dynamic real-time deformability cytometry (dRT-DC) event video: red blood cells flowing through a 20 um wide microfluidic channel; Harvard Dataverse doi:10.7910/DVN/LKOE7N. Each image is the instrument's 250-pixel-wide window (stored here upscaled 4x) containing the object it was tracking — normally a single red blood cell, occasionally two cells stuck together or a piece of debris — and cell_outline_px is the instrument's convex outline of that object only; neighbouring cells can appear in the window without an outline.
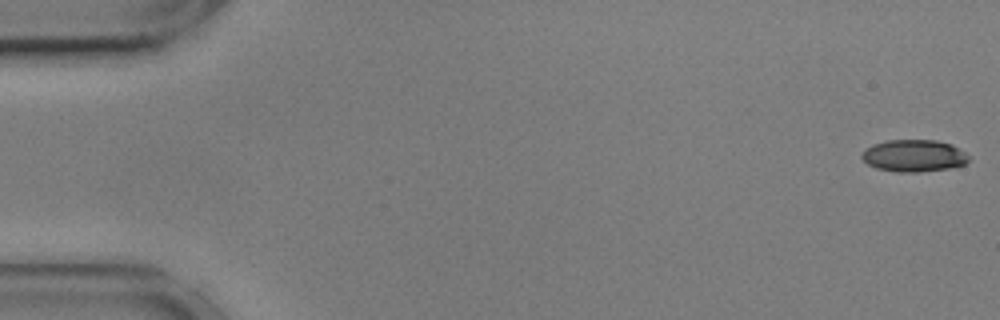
{"species": "common noctule bat (a hibernating species)", "species_latin": "Nyctalus noctula", "temperature_condition": "cold", "stored_images_in_passage": 16, "camera_frame_rate_fps": 3000, "um_per_image_px": 0.085, "animal": {"sex": "male", "body_mass_g": 17.9, "forearm_length_mm": 54.2}, "frame": {"image": 1, "passage_image": 1, "time_ms": 0.0, "image_size_px": [1000, 320], "cell_outline_px": [[968, 160], [964, 164], [956, 168], [920, 172], [896, 172], [876, 168], [868, 164], [860, 156], [864, 148], [872, 144], [888, 140], [936, 140], [952, 144], [964, 152], [968, 156]], "centroid_in_image_um": [77.67, 13.24], "position_along_channel_um": 7.3, "area_um2": 20.23}}
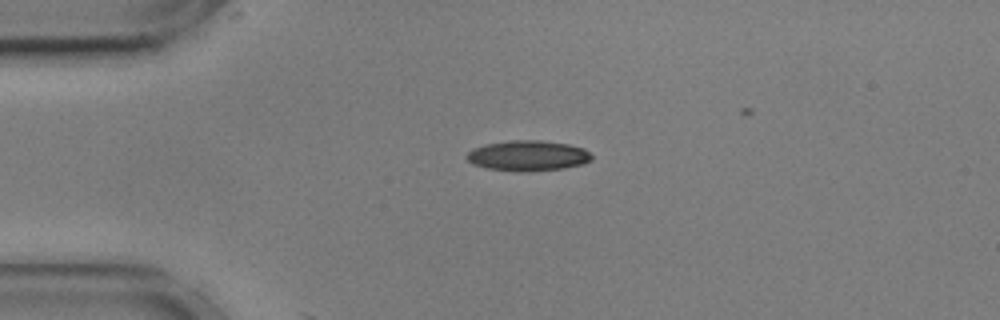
{"frame": {"image": 2, "passage_image": 13, "time_ms": 4.0, "image_size_px": [1000, 320], "cell_outline_px": [[592, 160], [584, 164], [564, 168], [528, 172], [516, 172], [488, 168], [472, 164], [468, 160], [468, 152], [472, 148], [484, 144], [512, 140], [540, 140], [568, 144], [584, 148], [592, 156]], "centroid_in_image_um": [44.88, 13.24], "position_along_channel_um": 40.1, "area_um2": 22.31}}